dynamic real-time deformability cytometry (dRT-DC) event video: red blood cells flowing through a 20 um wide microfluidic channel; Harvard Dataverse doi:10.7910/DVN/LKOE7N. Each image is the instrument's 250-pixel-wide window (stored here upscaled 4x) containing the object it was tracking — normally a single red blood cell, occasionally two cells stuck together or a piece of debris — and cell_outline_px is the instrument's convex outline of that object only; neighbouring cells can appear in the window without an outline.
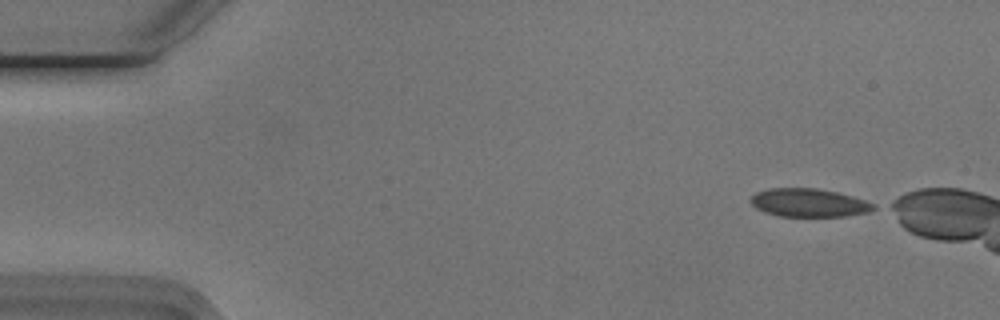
{"species": "Egyptian fruit bat (a non-hibernating species)", "species_latin": "Rousettus aegyptiacus", "temperature_condition": "cold", "stored_images_in_passage": 7, "camera_frame_rate_fps": 3000, "um_per_image_px": 0.085, "animal": {"sex": "male"}, "frame": {"image": 1, "passage_image": 1, "time_ms": 0.0, "image_size_px": [1000, 320], "cell_outline_px": [[876, 208], [868, 212], [844, 216], [780, 216], [764, 212], [756, 208], [752, 204], [752, 196], [756, 192], [768, 188], [816, 188], [836, 192], [852, 196], [876, 204]], "centroid_in_image_um": [68.76, 17.23], "position_along_channel_um": 16.2, "area_um2": 20.11}}